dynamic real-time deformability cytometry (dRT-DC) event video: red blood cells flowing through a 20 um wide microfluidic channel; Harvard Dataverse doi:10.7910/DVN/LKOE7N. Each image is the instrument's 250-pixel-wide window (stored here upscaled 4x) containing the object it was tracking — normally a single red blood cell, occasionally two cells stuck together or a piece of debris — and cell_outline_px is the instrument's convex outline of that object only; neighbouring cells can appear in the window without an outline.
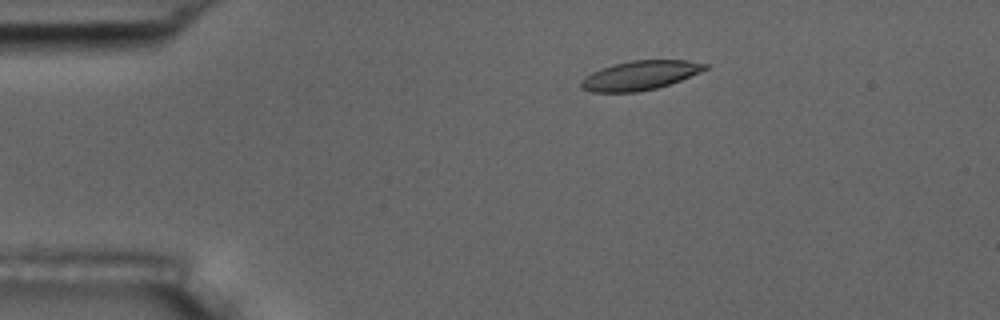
{"species": "common noctule bat (a hibernating species)", "species_latin": "Nyctalus noctula", "temperature_condition": "room temperature", "stored_images_in_passage": 6, "camera_frame_rate_fps": 3000, "um_per_image_px": 0.085, "animal": {"sex": "male", "body_mass_g": 17.5, "forearm_length_mm": 52.3}, "frame": {"image": 1, "passage_image": 3, "time_ms": 3.333, "image_size_px": [1000, 320], "cell_outline_px": [[708, 68], [700, 72], [680, 80], [656, 88], [640, 92], [592, 92], [580, 88], [580, 80], [592, 72], [616, 64], [632, 60], [688, 60], [708, 64]], "centroid_in_image_um": [54.4, 6.41], "position_along_channel_um": 30.6, "area_um2": 20.92}}
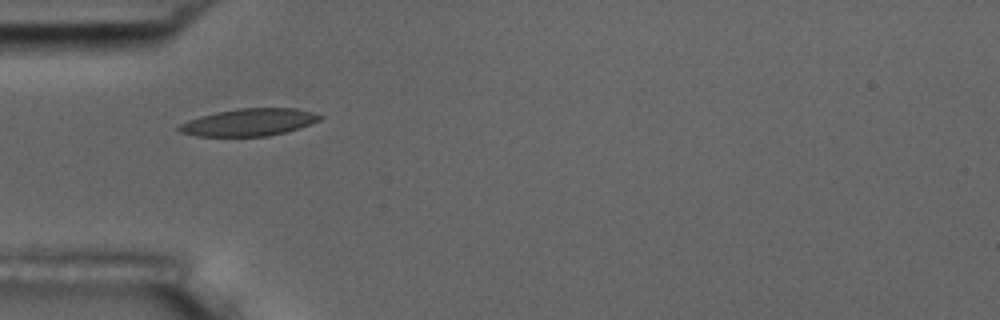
{"frame": {"image": 2, "passage_image": 5, "time_ms": 5.667, "image_size_px": [1000, 320], "cell_outline_px": [[324, 116], [320, 120], [300, 128], [268, 136], [196, 136], [180, 132], [176, 128], [180, 124], [188, 120], [200, 116], [216, 112], [240, 108], [296, 108], [312, 112]], "centroid_in_image_um": [21.16, 10.39], "position_along_channel_um": 63.8, "area_um2": 22.37}}